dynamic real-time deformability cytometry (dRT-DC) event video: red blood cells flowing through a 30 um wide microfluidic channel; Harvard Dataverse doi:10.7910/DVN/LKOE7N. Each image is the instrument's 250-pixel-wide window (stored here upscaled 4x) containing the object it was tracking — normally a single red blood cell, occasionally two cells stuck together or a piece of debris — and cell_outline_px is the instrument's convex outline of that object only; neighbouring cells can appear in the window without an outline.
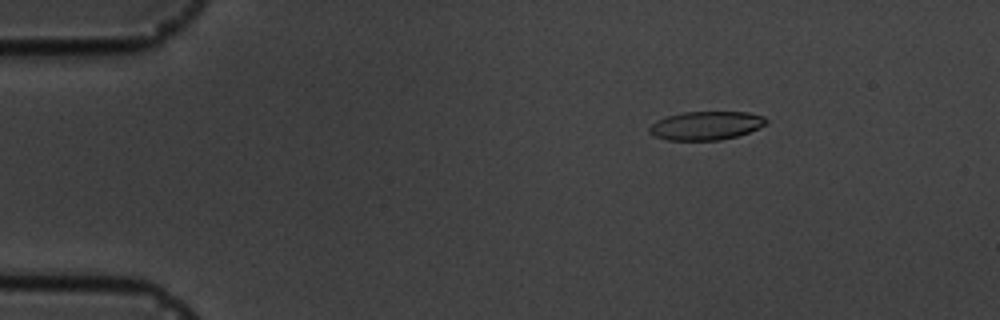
{"species": "common noctule bat (a hibernating species)", "species_latin": "Nyctalus noctula", "temperature_condition": "cold", "stored_images_in_passage": 4, "camera_frame_rate_fps": 3000, "um_per_image_px": 0.085, "animal": {"sex": "male", "body_mass_g": 19.5, "forearm_length_mm": 54.6}, "frame": {"image": 1, "passage_image": 1, "time_ms": 0.0, "image_size_px": [1000, 320], "cell_outline_px": [[768, 120], [760, 128], [736, 136], [720, 140], [668, 140], [656, 136], [648, 132], [648, 128], [656, 120], [668, 116], [684, 112], [748, 112], [764, 116]], "centroid_in_image_um": [60.01, 10.67], "position_along_channel_um": 25.0, "area_um2": 19.36}}
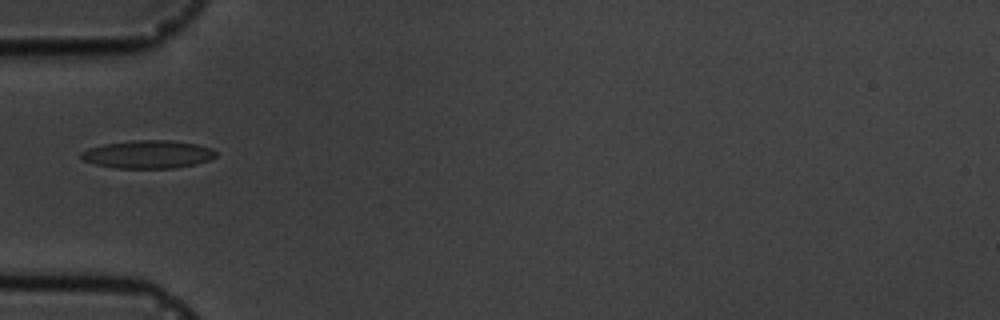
{"frame": {"image": 2, "passage_image": 4, "time_ms": 3.333, "image_size_px": [1000, 320], "cell_outline_px": [[216, 156], [208, 160], [196, 164], [176, 168], [116, 168], [96, 164], [84, 160], [80, 156], [80, 152], [88, 148], [104, 144], [132, 140], [172, 140], [196, 144], [212, 148], [216, 152]], "centroid_in_image_um": [12.58, 13.11], "position_along_channel_um": 72.4, "area_um2": 22.02}}